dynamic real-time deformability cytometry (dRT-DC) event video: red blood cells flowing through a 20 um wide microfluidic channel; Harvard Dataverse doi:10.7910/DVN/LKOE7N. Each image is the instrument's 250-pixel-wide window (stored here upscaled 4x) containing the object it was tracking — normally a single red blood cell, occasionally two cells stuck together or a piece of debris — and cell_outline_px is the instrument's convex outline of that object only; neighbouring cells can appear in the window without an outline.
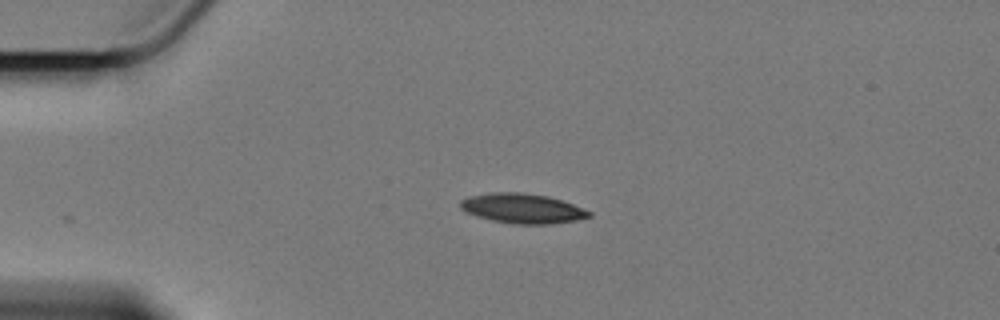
{"species": "Egyptian fruit bat (a non-hibernating species)", "species_latin": "Rousettus aegyptiacus", "temperature_condition": "cold", "stored_images_in_passage": 36, "camera_frame_rate_fps": 3000, "um_per_image_px": 0.085, "animal": {"sex": "female"}, "frame": {"image": 1, "passage_image": 1, "time_ms": 0.0, "image_size_px": [1000, 320], "cell_outline_px": [[592, 216], [576, 220], [552, 224], [512, 224], [492, 220], [476, 216], [460, 208], [460, 200], [468, 196], [488, 192], [524, 192], [548, 196], [572, 204], [592, 212]], "centroid_in_image_um": [44.38, 17.71], "position_along_channel_um": 40.6, "area_um2": 22.43}}
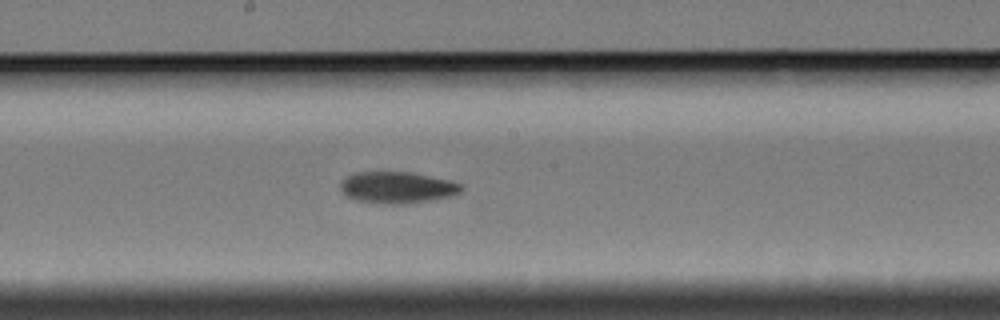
{"frame": {"image": 2, "passage_image": 19, "time_ms": 6.0, "image_size_px": [1000, 320], "cell_outline_px": [[464, 188], [460, 192], [448, 196], [428, 200], [404, 204], [384, 204], [356, 200], [348, 196], [340, 188], [340, 180], [352, 172], [412, 172], [448, 180], [460, 184]], "centroid_in_image_um": [33.71, 15.92], "position_along_channel_um": 214.5, "area_um2": 22.08}}
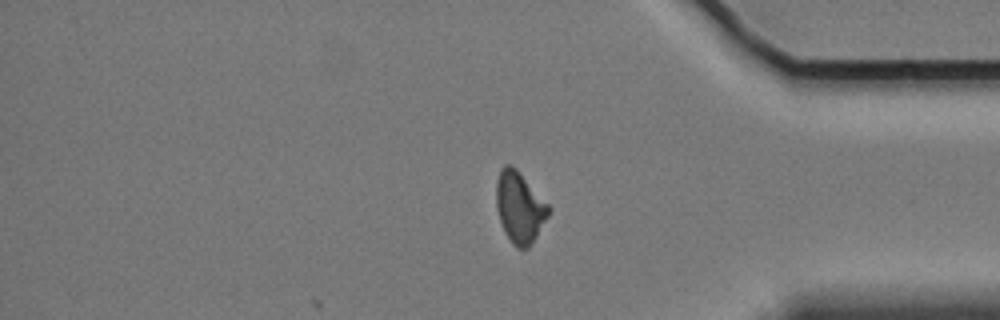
{"frame": {"image": 3, "passage_image": 36, "time_ms": 11.667, "image_size_px": [1000, 320], "cell_outline_px": [[552, 208], [548, 216], [536, 236], [528, 248], [516, 248], [512, 244], [500, 220], [496, 208], [496, 180], [500, 168], [504, 164], [512, 164], [516, 168]], "centroid_in_image_um": [44.16, 17.58], "position_along_channel_um": 391.0, "area_um2": 21.62}, "authors_computed_cell_mechanics": {"area_um2": 22.1374, "velocity_mm_per_s": 3.4049, "shape_relaxation_time_tau1_ms": 6.8176, "shape_relaxation_time_tau2_ms": 9.7551, "deformation_change_tau1": 0.1586, "deformation_change_tau2": 0.1738}}